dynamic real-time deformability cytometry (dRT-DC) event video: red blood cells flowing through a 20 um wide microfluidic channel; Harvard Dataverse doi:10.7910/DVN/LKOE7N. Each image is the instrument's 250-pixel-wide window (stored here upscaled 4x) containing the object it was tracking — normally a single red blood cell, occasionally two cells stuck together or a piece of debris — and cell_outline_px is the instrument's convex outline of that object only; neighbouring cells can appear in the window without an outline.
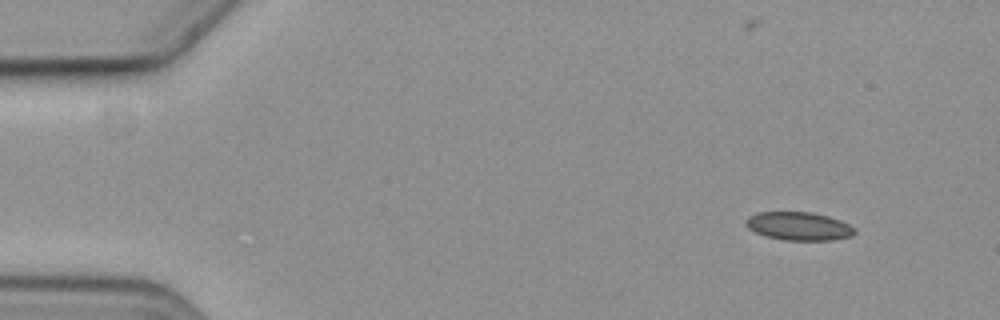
{"species": "common noctule bat (a hibernating species)", "species_latin": "Nyctalus noctula", "temperature_condition": "cold", "stored_images_in_passage": 5, "camera_frame_rate_fps": 3000, "um_per_image_px": 0.085, "animal": {"sex": "female", "body_mass_g": 19.3, "forearm_length_mm": 54.1}, "frame": {"image": 1, "passage_image": 1, "time_ms": 0.0, "image_size_px": [1000, 320], "cell_outline_px": [[856, 232], [852, 236], [832, 240], [784, 240], [764, 236], [748, 228], [744, 224], [744, 220], [748, 216], [756, 212], [812, 212], [828, 216], [840, 220], [856, 228]], "centroid_in_image_um": [67.88, 19.22], "position_along_channel_um": 17.1, "area_um2": 18.15}}
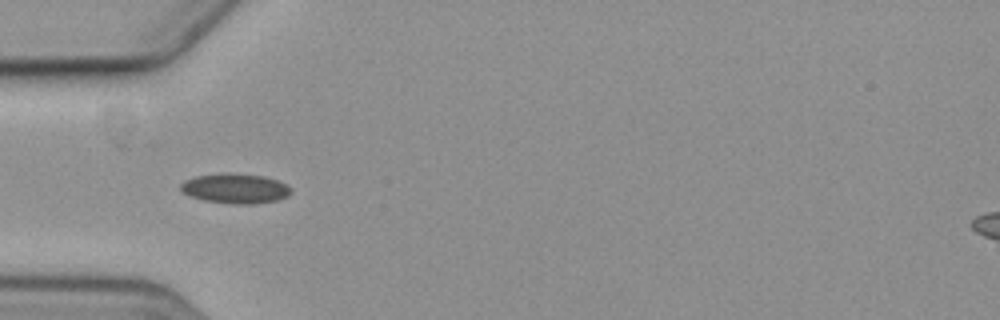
{"frame": {"image": 2, "passage_image": 4, "time_ms": 4.333, "image_size_px": [1000, 320], "cell_outline_px": [[292, 192], [288, 196], [280, 200], [252, 204], [232, 204], [204, 200], [188, 196], [180, 192], [180, 184], [184, 180], [196, 176], [264, 176], [276, 180], [292, 188]], "centroid_in_image_um": [20.0, 16.09], "position_along_channel_um": 65.0, "area_um2": 18.5}}
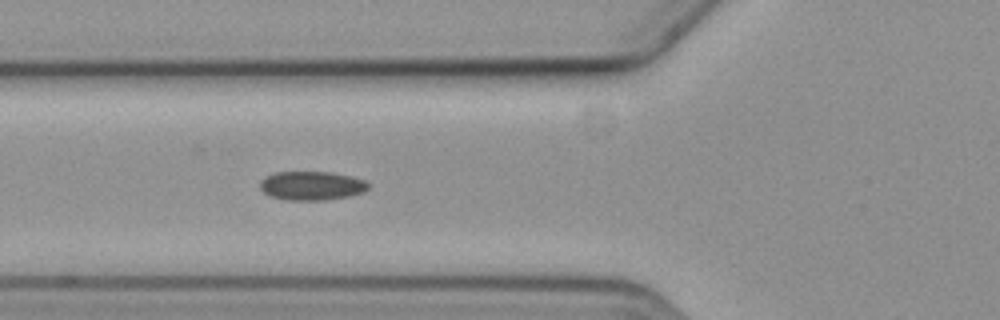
{"frame": {"image": 3, "passage_image": 5, "time_ms": 5.333, "image_size_px": [1000, 320], "cell_outline_px": [[368, 188], [364, 192], [348, 196], [324, 200], [284, 200], [272, 196], [264, 192], [260, 188], [260, 180], [276, 172], [332, 172], [352, 176], [364, 180], [368, 184]], "centroid_in_image_um": [26.5, 15.78], "position_along_channel_um": 99.3, "area_um2": 18.15}}